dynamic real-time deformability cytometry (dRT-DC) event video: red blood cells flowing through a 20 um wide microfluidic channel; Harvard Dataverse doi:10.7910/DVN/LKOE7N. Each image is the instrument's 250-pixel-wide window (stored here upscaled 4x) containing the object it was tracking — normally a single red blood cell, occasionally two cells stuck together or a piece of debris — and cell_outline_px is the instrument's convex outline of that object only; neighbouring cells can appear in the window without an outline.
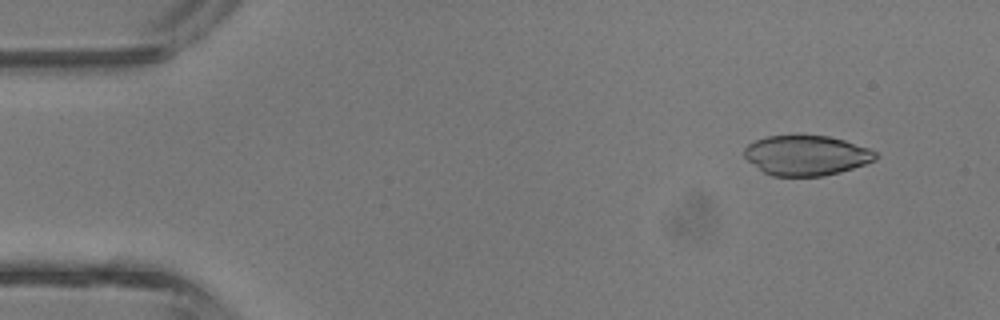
{"species": "common noctule bat (a hibernating species)", "species_latin": "Nyctalus noctula", "temperature_condition": "room temperature", "stored_images_in_passage": 11, "camera_frame_rate_fps": 3000, "um_per_image_px": 0.085, "animal": {"sex": "male", "body_mass_g": 13.3}, "frame": {"image": 1, "passage_image": 4, "time_ms": 1.0, "image_size_px": [1000, 320], "cell_outline_px": [[876, 160], [840, 172], [824, 176], [772, 176], [764, 172], [748, 160], [744, 156], [744, 148], [748, 144], [756, 140], [768, 136], [796, 132], [800, 132], [828, 136], [844, 140], [868, 148], [876, 152]], "centroid_in_image_um": [68.51, 13.16], "position_along_channel_um": 16.5, "area_um2": 31.21}}